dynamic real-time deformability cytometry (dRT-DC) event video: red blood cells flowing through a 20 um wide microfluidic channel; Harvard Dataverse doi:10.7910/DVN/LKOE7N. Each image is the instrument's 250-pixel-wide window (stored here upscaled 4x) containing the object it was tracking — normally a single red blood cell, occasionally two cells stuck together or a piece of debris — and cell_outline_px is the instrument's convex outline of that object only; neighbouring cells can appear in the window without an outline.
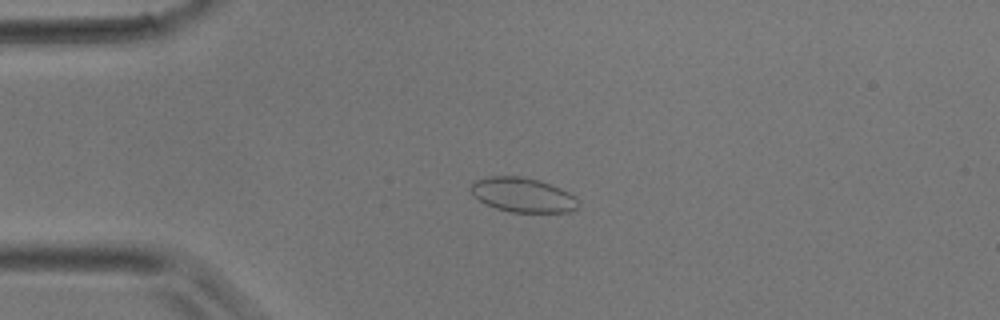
{"species": "common noctule bat (a hibernating species)", "species_latin": "Nyctalus noctula", "temperature_condition": "room temperature", "stored_images_in_passage": 7, "camera_frame_rate_fps": 3000, "um_per_image_px": 0.085, "animal": {"sex": "male", "body_mass_g": 17.9}, "frame": {"image": 1, "passage_image": 4, "time_ms": 1.0, "image_size_px": [1000, 320], "cell_outline_px": [[580, 208], [572, 212], [512, 212], [496, 208], [480, 200], [472, 192], [472, 184], [476, 180], [488, 176], [524, 176], [540, 180], [560, 188], [576, 196]], "centroid_in_image_um": [44.51, 16.57], "position_along_channel_um": 40.5, "area_um2": 21.56}}
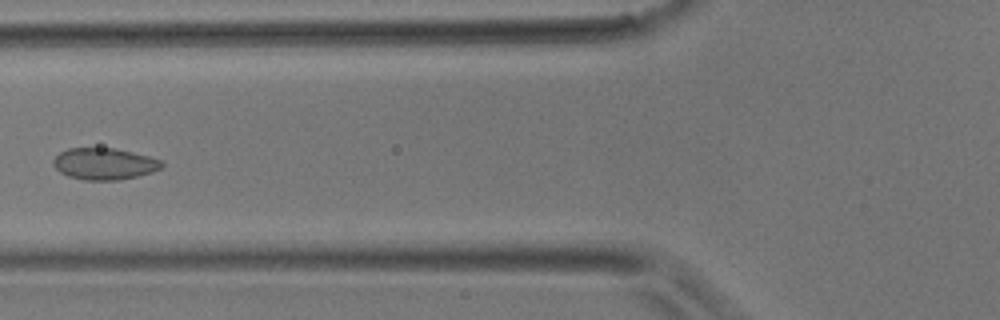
{"frame": {"image": 2, "passage_image": 6, "time_ms": 1.667, "image_size_px": [1000, 320], "cell_outline_px": [[164, 164], [160, 168], [152, 172], [120, 180], [84, 180], [68, 176], [60, 172], [52, 164], [52, 160], [60, 152], [68, 148], [112, 148], [132, 152], [164, 160]], "centroid_in_image_um": [8.86, 13.92], "position_along_channel_um": 116.9, "area_um2": 20.0}}
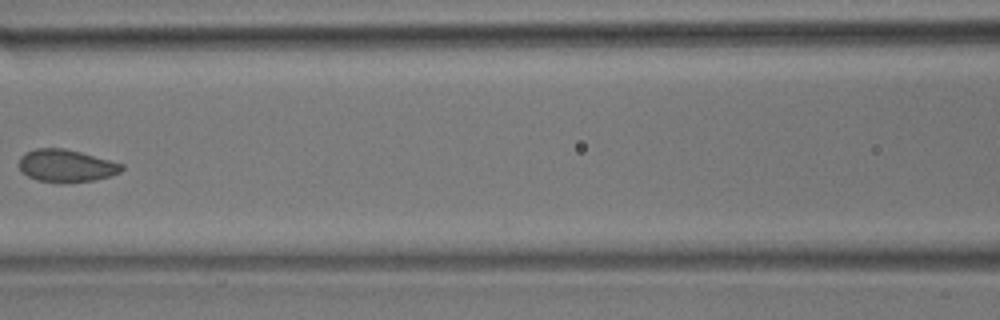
{"frame": {"image": 3, "passage_image": 7, "time_ms": 2.0, "image_size_px": [1000, 320], "cell_outline_px": [[124, 168], [120, 172], [108, 176], [92, 180], [64, 184], [60, 184], [36, 180], [28, 176], [20, 168], [20, 156], [24, 152], [36, 148], [64, 148], [80, 152], [124, 164]], "centroid_in_image_um": [5.61, 14.1], "position_along_channel_um": 161.0, "area_um2": 19.54}}